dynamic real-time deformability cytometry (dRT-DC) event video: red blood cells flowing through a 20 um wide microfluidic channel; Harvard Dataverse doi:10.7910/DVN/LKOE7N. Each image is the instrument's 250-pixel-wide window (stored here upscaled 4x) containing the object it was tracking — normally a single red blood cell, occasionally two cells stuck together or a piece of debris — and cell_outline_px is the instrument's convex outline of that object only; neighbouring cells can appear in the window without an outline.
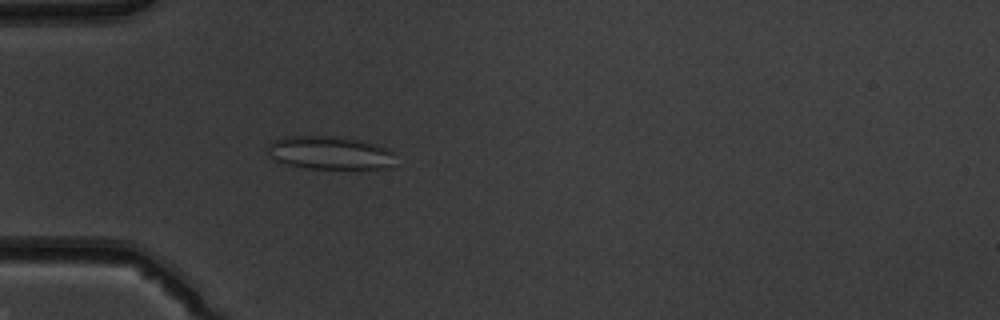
{"species": "common noctule bat (a hibernating species)", "species_latin": "Nyctalus noctula", "temperature_condition": "warm", "stored_images_in_passage": 44, "camera_frame_rate_fps": 3000, "um_per_image_px": 0.085, "animal": {"sex": "male", "body_mass_g": 19.5, "forearm_length_mm": 54.6}, "frame": {"image": 1, "passage_image": 9, "time_ms": 2.667, "image_size_px": [1000, 320], "cell_outline_px": [[392, 152], [388, 168], [308, 168], [288, 164], [276, 160], [268, 152], [268, 144], [272, 140], [284, 136], [332, 136], [360, 140], [376, 144], [388, 148]], "centroid_in_image_um": [27.97, 12.96], "position_along_channel_um": 57.0, "area_um2": 24.22}}
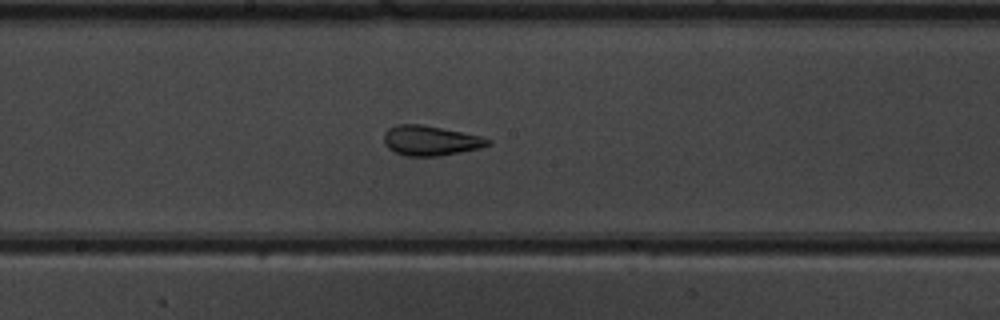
{"frame": {"image": 2, "passage_image": 21, "time_ms": 6.667, "image_size_px": [1000, 320], "cell_outline_px": [[492, 144], [480, 148], [440, 156], [408, 156], [396, 152], [388, 148], [384, 144], [384, 132], [388, 128], [396, 124], [420, 124], [480, 136], [492, 140]], "centroid_in_image_um": [36.58, 11.95], "position_along_channel_um": 211.6, "area_um2": 18.03}}
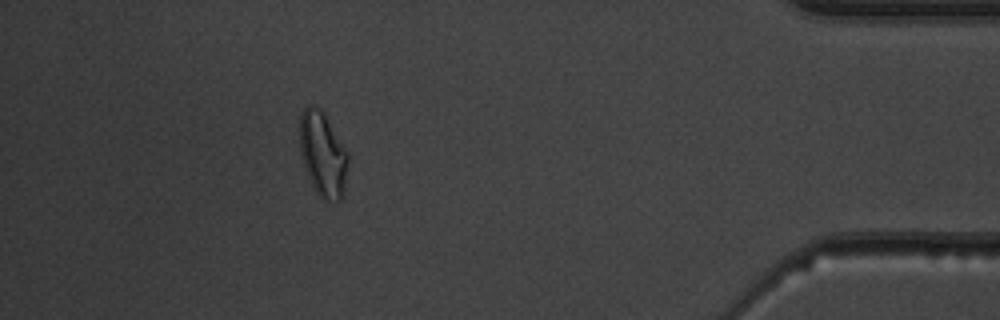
{"frame": {"image": 3, "passage_image": 39, "time_ms": 12.667, "image_size_px": [1000, 320], "cell_outline_px": [[348, 160], [344, 196], [340, 200], [324, 200], [316, 192], [304, 168], [300, 152], [300, 112], [308, 104], [312, 104], [320, 108], [324, 112], [348, 152]], "centroid_in_image_um": [27.44, 13.08], "position_along_channel_um": 407.8, "area_um2": 24.1}, "authors_computed_cell_mechanics": {"area_um2": 20.519, "velocity_mm_per_s": 4.0458, "shape_relaxation_time_tau1_ms": null, "shape_relaxation_time_tau2_ms": 1.3362, "deformation_change_tau1": null, "deformation_change_tau2": 0.1011}}